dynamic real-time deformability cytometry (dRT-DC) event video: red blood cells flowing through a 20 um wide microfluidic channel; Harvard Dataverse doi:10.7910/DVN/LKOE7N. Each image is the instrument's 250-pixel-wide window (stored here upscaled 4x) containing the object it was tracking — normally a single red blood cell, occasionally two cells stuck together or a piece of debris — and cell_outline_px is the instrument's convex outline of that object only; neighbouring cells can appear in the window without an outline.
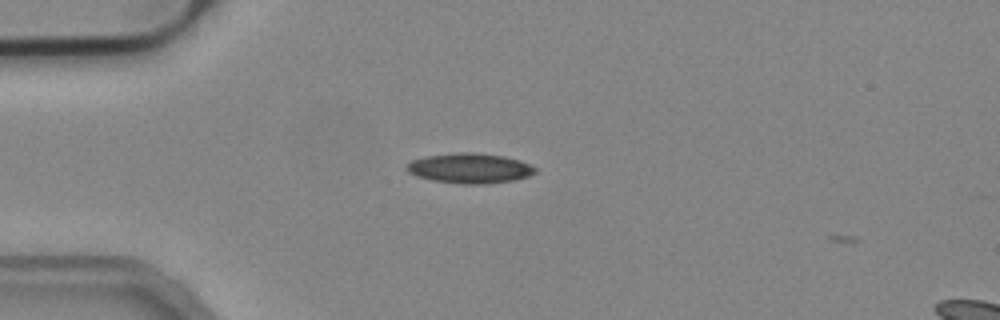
{"species": "common noctule bat (a hibernating species)", "species_latin": "Nyctalus noctula", "temperature_condition": "cold", "stored_images_in_passage": 6, "camera_frame_rate_fps": 3000, "um_per_image_px": 0.085, "animal": {"sex": "male", "body_mass_g": 19.2, "forearm_length_mm": 51.8}, "frame": {"image": 1, "passage_image": 5, "time_ms": 1.333, "image_size_px": [1000, 320], "cell_outline_px": [[536, 172], [528, 176], [516, 180], [488, 184], [464, 184], [432, 180], [416, 176], [408, 172], [408, 164], [412, 160], [424, 156], [456, 152], [476, 152], [504, 156], [520, 160], [536, 168]], "centroid_in_image_um": [39.95, 14.3], "position_along_channel_um": 45.1, "area_um2": 22.6}}